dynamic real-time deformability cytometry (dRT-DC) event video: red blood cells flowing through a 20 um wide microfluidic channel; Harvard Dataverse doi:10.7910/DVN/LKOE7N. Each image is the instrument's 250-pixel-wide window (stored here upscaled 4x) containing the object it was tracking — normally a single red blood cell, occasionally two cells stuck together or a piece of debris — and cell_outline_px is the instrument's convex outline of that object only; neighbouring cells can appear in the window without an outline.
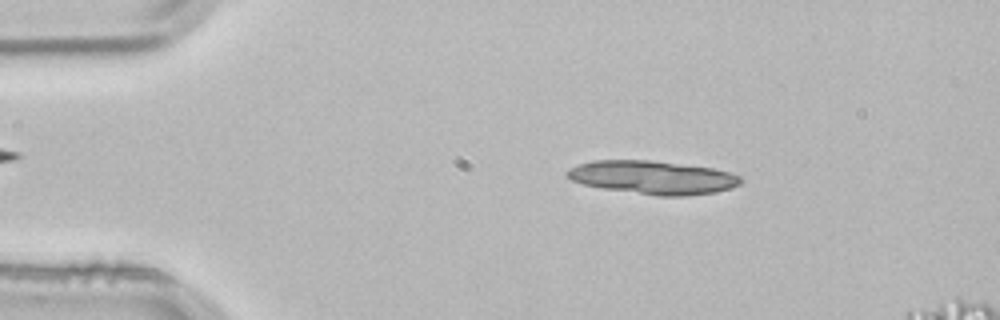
{"species": "common noctule bat (a hibernating species)", "species_latin": "Nyctalus noctula", "temperature_condition": "room temperature", "stored_images_in_passage": 3, "camera_frame_rate_fps": 3000, "um_per_image_px": 0.085, "animal": {"sex": "male", "body_mass_g": 21.5, "forearm_length_mm": 52.0}, "frame": {"image": 1, "passage_image": 1, "time_ms": 0.0, "image_size_px": [1000, 320], "cell_outline_px": [[744, 180], [740, 184], [716, 192], [684, 196], [656, 196], [604, 188], [584, 184], [572, 180], [564, 172], [568, 168], [592, 160], [648, 160], [712, 168], [728, 172], [740, 176]], "centroid_in_image_um": [55.48, 15.08], "position_along_channel_um": 29.5, "area_um2": 33.52}}